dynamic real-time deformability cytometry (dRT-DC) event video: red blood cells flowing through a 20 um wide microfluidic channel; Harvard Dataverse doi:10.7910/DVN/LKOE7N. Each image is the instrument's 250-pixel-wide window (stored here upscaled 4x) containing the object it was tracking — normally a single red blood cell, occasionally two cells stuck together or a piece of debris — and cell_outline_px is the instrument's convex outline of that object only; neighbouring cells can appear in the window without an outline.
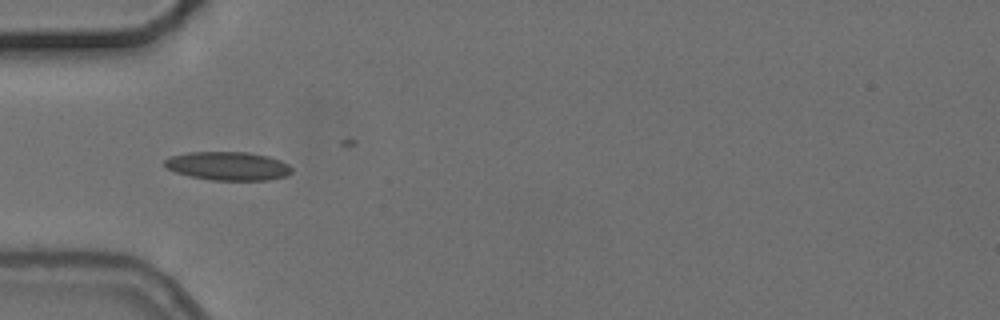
{"species": "common noctule bat (a hibernating species)", "species_latin": "Nyctalus noctula", "temperature_condition": "cold", "stored_images_in_passage": 10, "camera_frame_rate_fps": 3000, "um_per_image_px": 0.085, "animal": {"sex": "female", "body_mass_g": 24.6, "forearm_length_mm": 56.2}, "frame": {"image": 1, "passage_image": 5, "time_ms": 5.333, "image_size_px": [1000, 320], "cell_outline_px": [[292, 172], [288, 176], [268, 180], [212, 180], [192, 176], [176, 172], [168, 168], [164, 164], [164, 160], [172, 156], [188, 152], [248, 152], [268, 156], [280, 160], [288, 164], [292, 168]], "centroid_in_image_um": [19.43, 14.11], "position_along_channel_um": 65.6, "area_um2": 21.1}}
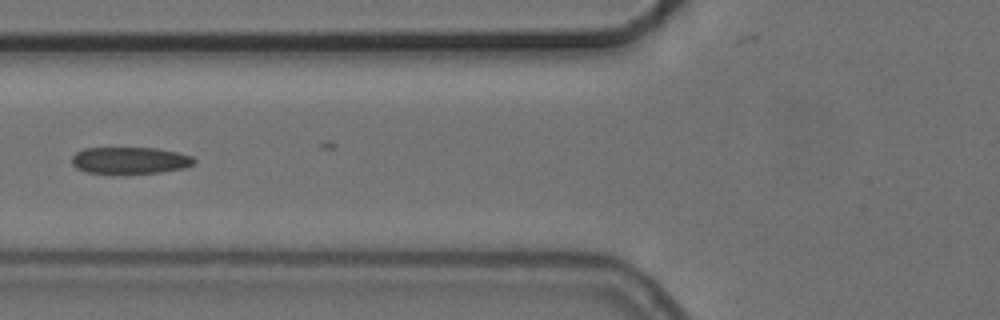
{"frame": {"image": 2, "passage_image": 6, "time_ms": 6.667, "image_size_px": [1000, 320], "cell_outline_px": [[196, 164], [184, 168], [160, 172], [124, 176], [84, 172], [76, 168], [72, 164], [72, 156], [76, 152], [84, 148], [156, 148], [176, 152], [192, 156], [196, 160]], "centroid_in_image_um": [11.02, 13.68], "position_along_channel_um": 114.8, "area_um2": 19.88}}
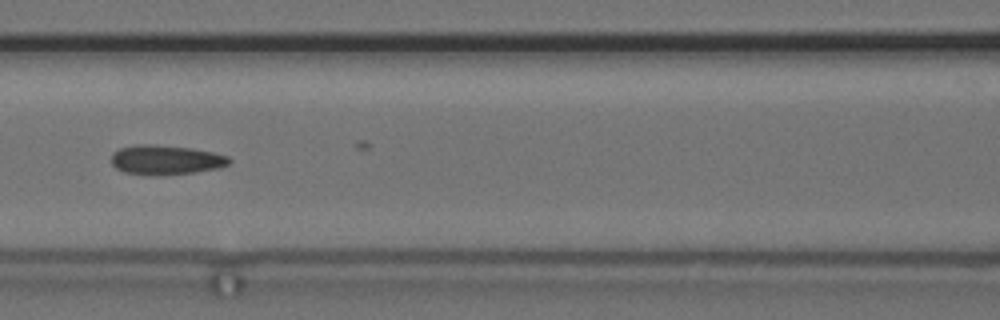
{"frame": {"image": 3, "passage_image": 7, "time_ms": 7.667, "image_size_px": [1000, 320], "cell_outline_px": [[232, 160], [228, 164], [220, 168], [196, 172], [156, 176], [152, 176], [124, 172], [116, 168], [112, 164], [112, 152], [120, 148], [136, 144], [152, 144], [192, 148], [212, 152], [228, 156]], "centroid_in_image_um": [14.09, 13.59], "position_along_channel_um": 152.5, "area_um2": 20.52}}